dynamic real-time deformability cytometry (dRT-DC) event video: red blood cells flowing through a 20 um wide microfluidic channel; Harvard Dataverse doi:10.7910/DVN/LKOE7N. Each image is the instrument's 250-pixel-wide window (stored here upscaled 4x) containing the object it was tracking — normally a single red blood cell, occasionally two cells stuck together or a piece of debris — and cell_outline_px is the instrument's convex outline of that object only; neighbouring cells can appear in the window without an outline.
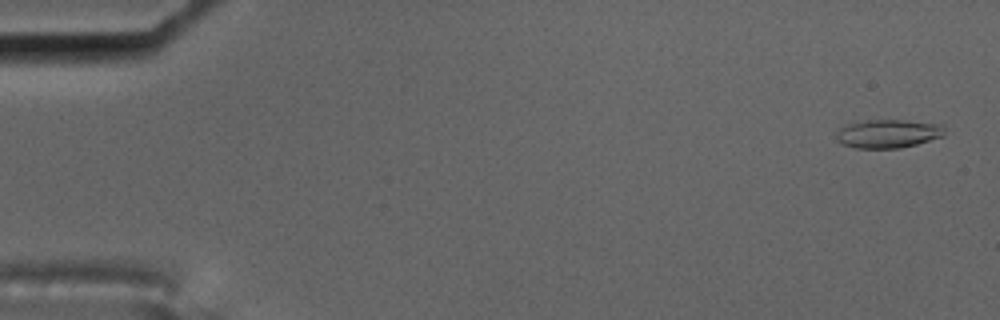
{"species": "common noctule bat (a hibernating species)", "species_latin": "Nyctalus noctula", "temperature_condition": "cold", "stored_images_in_passage": 57, "camera_frame_rate_fps": 3000, "um_per_image_px": 0.085, "animal": {"sex": "male", "body_mass_g": 17.5, "forearm_length_mm": 52.3}, "frame": {"image": 1, "passage_image": 2, "time_ms": 0.333, "image_size_px": [1000, 320], "cell_outline_px": [[944, 136], [916, 144], [900, 148], [856, 148], [840, 144], [836, 140], [836, 128], [852, 120], [904, 120], [944, 124]], "centroid_in_image_um": [75.4, 11.34], "position_along_channel_um": 9.6, "area_um2": 18.55}}
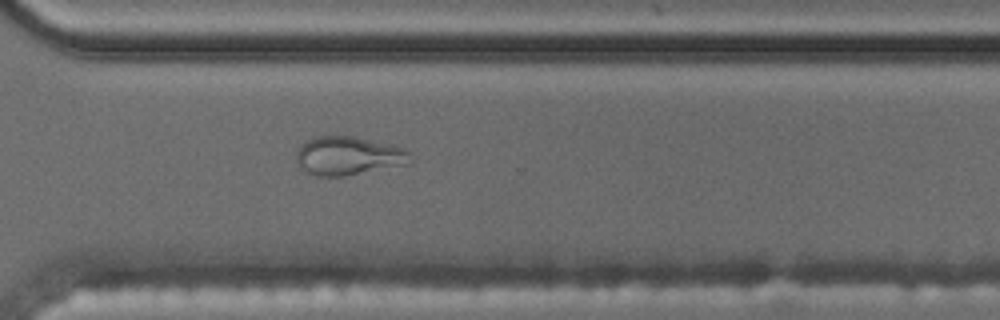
{"frame": {"image": 2, "passage_image": 42, "time_ms": 13.667, "image_size_px": [1000, 320], "cell_outline_px": [[412, 164], [344, 176], [316, 176], [304, 172], [296, 164], [296, 152], [300, 144], [304, 140], [316, 136], [352, 136], [404, 148], [408, 152], [412, 160]], "centroid_in_image_um": [29.56, 13.26], "position_along_channel_um": 341.0, "area_um2": 26.01}}
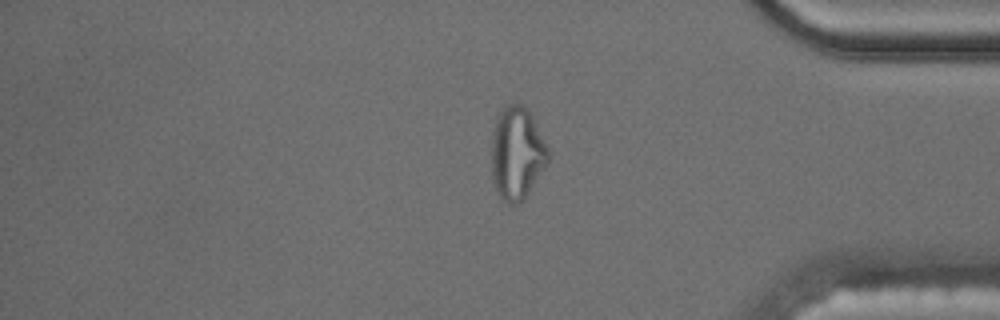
{"frame": {"image": 3, "passage_image": 48, "time_ms": 15.667, "image_size_px": [1000, 320], "cell_outline_px": [[548, 160], [528, 192], [520, 204], [508, 204], [496, 192], [492, 180], [492, 136], [496, 116], [508, 104], [520, 104], [532, 116], [548, 148]], "centroid_in_image_um": [43.9, 13.04], "position_along_channel_um": 391.3, "area_um2": 30.11}, "authors_computed_cell_mechanics": {"area_um2": 18.1492, "velocity_mm_per_s": 3.5235, "shape_relaxation_time_tau1_ms": null, "shape_relaxation_time_tau2_ms": 2.0516, "deformation_change_tau1": null, "deformation_change_tau2": 0.0986}}